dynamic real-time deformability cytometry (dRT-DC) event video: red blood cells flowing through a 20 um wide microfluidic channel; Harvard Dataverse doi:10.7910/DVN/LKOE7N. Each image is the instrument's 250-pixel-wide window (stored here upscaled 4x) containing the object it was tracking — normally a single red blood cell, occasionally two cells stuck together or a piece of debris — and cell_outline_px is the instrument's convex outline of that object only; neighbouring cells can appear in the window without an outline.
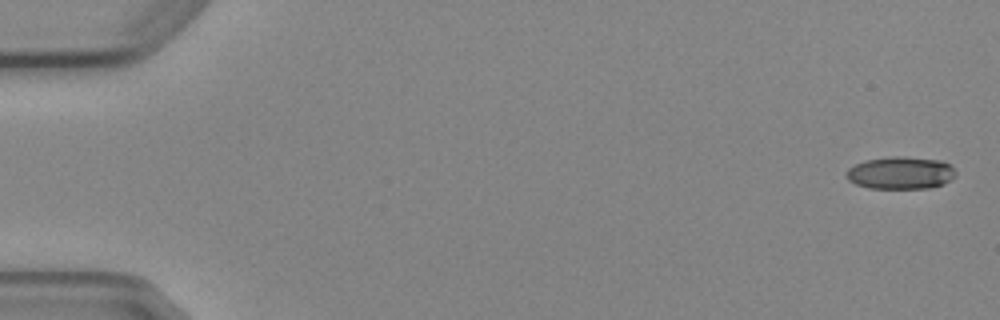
{"species": "Egyptian fruit bat (a non-hibernating species)", "species_latin": "Rousettus aegyptiacus", "temperature_condition": "cold", "stored_images_in_passage": 6, "camera_frame_rate_fps": 3000, "um_per_image_px": 0.085, "animal": {"sex": "female"}, "frame": {"image": 1, "passage_image": 1, "time_ms": 0.0, "image_size_px": [1000, 320], "cell_outline_px": [[956, 176], [952, 180], [944, 184], [928, 188], [868, 188], [856, 184], [848, 180], [844, 172], [848, 168], [864, 160], [892, 156], [904, 156], [940, 160], [948, 164], [956, 172]], "centroid_in_image_um": [76.54, 14.69], "position_along_channel_um": 8.5, "area_um2": 20.87}}